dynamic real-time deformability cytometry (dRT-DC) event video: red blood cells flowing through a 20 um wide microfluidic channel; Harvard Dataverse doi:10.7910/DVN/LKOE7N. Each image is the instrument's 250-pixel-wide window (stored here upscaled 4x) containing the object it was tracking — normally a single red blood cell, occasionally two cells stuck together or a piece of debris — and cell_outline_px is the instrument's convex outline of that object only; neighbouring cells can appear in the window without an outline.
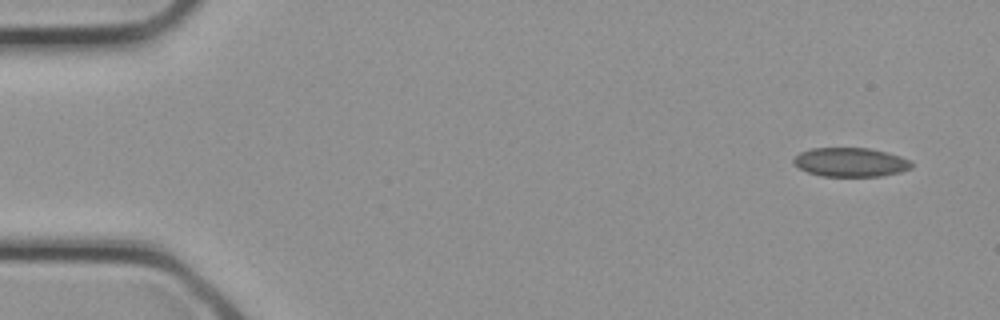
{"species": "common noctule bat (a hibernating species)", "species_latin": "Nyctalus noctula", "temperature_condition": "cold", "stored_images_in_passage": 7, "camera_frame_rate_fps": 3000, "um_per_image_px": 0.085, "animal": {"sex": "female", "body_mass_g": 21.9}, "frame": {"image": 1, "passage_image": 1, "time_ms": 0.0, "image_size_px": [1000, 320], "cell_outline_px": [[912, 168], [900, 172], [880, 176], [820, 176], [808, 172], [800, 168], [792, 160], [800, 152], [812, 148], [868, 148], [900, 156], [912, 160]], "centroid_in_image_um": [72.31, 13.79], "position_along_channel_um": 12.7, "area_um2": 19.83}}